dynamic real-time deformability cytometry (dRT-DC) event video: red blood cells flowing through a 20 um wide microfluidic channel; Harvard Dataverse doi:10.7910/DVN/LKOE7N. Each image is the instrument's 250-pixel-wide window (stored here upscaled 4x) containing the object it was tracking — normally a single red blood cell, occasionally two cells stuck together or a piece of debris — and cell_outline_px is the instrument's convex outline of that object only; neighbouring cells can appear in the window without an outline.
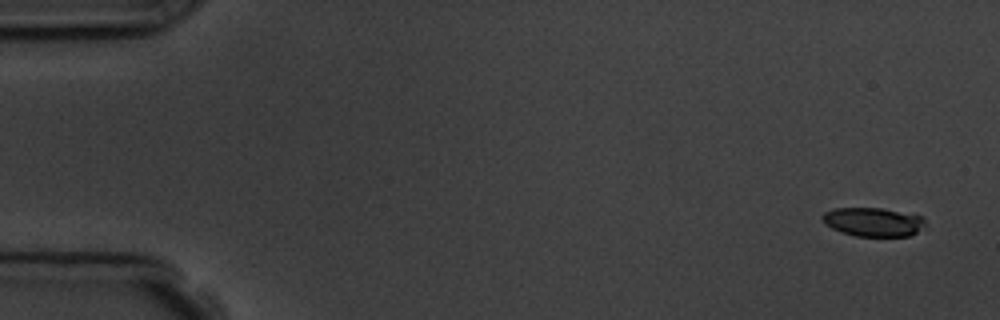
{"species": "common noctule bat (a hibernating species)", "species_latin": "Nyctalus noctula", "temperature_condition": "room temperature", "stored_images_in_passage": 7, "camera_frame_rate_fps": 3000, "um_per_image_px": 0.085, "animal": {"sex": "male", "body_mass_g": 19.5, "forearm_length_mm": 54.6}, "frame": {"image": 1, "passage_image": 1, "time_ms": 0.0, "image_size_px": [1000, 320], "cell_outline_px": [[928, 228], [908, 236], [856, 236], [840, 232], [824, 224], [820, 216], [824, 212], [832, 208], [884, 208], [924, 216]], "centroid_in_image_um": [74.26, 18.86], "position_along_channel_um": 10.7, "area_um2": 17.8}}